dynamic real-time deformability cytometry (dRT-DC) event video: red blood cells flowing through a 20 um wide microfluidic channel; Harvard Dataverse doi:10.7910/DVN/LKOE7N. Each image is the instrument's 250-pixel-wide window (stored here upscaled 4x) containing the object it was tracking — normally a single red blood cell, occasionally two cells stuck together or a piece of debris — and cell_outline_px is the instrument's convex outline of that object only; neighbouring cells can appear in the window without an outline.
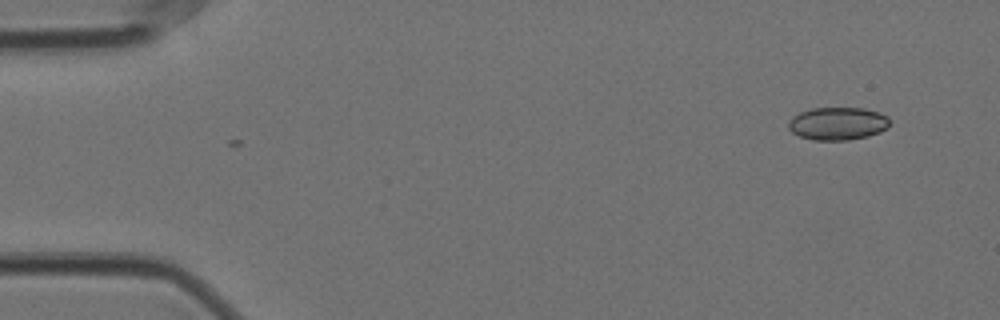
{"species": "Egyptian fruit bat (a non-hibernating species)", "species_latin": "Rousettus aegyptiacus", "temperature_condition": "cold", "stored_images_in_passage": 2, "camera_frame_rate_fps": 3000, "um_per_image_px": 0.085, "animal": {"sex": "female"}, "frame": {"image": 1, "passage_image": 1, "time_ms": 0.0, "image_size_px": [1000, 320], "cell_outline_px": [[888, 128], [880, 132], [868, 136], [848, 140], [812, 140], [800, 136], [792, 132], [788, 128], [788, 120], [792, 116], [800, 112], [812, 108], [864, 108], [880, 112], [888, 116]], "centroid_in_image_um": [71.19, 10.5], "position_along_channel_um": 13.8, "area_um2": 19.54}}